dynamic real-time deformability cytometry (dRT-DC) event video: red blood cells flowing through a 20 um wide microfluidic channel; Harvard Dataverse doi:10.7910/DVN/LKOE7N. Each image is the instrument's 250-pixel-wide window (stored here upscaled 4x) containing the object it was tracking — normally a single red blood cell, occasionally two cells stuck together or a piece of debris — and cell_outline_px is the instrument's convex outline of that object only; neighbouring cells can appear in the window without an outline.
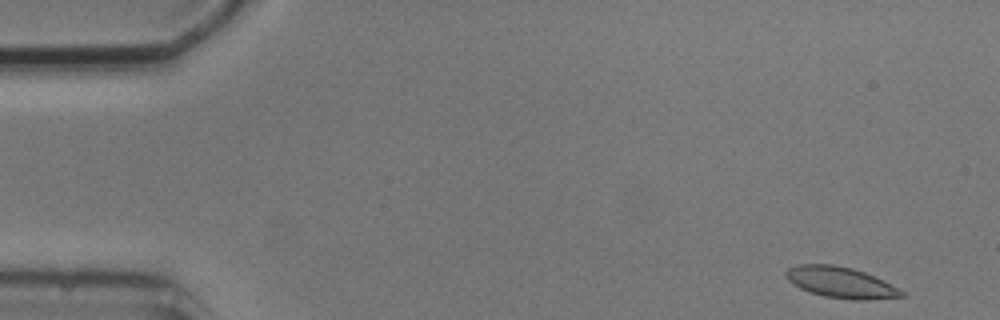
{"species": "common noctule bat (a hibernating species)", "species_latin": "Nyctalus noctula", "temperature_condition": "cold", "stored_images_in_passage": 3, "camera_frame_rate_fps": 3000, "um_per_image_px": 0.085, "animal": {"sex": "male", "body_mass_g": 20.5, "forearm_length_mm": 52.5}, "frame": {"image": 1, "passage_image": 1, "time_ms": 0.0, "image_size_px": [1000, 320], "cell_outline_px": [[904, 296], [868, 300], [852, 300], [824, 296], [800, 288], [792, 284], [784, 276], [784, 272], [788, 268], [800, 264], [832, 264], [852, 268], [864, 272], [884, 280], [904, 292]], "centroid_in_image_um": [71.44, 24.0], "position_along_channel_um": 13.6, "area_um2": 20.87}}